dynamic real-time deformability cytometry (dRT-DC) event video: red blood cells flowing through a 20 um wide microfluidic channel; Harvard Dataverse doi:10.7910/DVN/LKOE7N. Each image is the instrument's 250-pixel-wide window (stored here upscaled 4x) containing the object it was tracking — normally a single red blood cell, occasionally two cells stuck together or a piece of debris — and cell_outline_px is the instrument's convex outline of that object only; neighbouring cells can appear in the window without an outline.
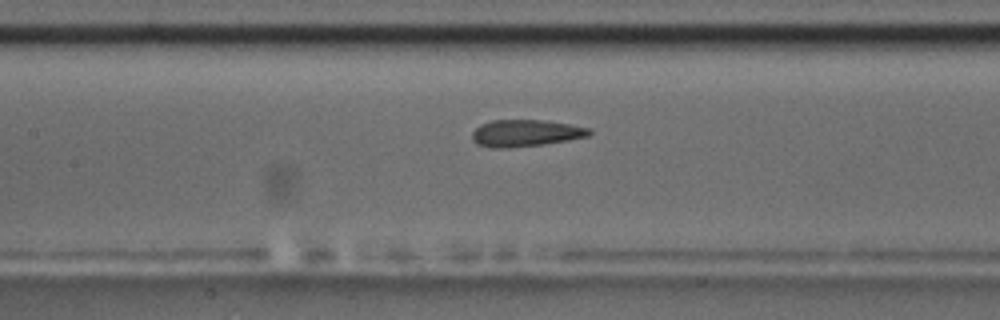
{"species": "common noctule bat (a hibernating species)", "species_latin": "Nyctalus noctula", "temperature_condition": "room temperature", "stored_images_in_passage": 56, "camera_frame_rate_fps": 3000, "um_per_image_px": 0.085, "animal": {"sex": "male", "body_mass_g": 17.5, "forearm_length_mm": 52.3}, "frame": {"image": 1, "passage_image": 26, "time_ms": 8.333, "image_size_px": [1000, 320], "cell_outline_px": [[592, 132], [588, 136], [568, 140], [544, 144], [504, 148], [492, 148], [476, 144], [472, 140], [472, 132], [480, 124], [492, 120], [540, 120], [568, 124], [592, 128]], "centroid_in_image_um": [44.65, 11.32], "position_along_channel_um": 162.7, "area_um2": 18.32}}
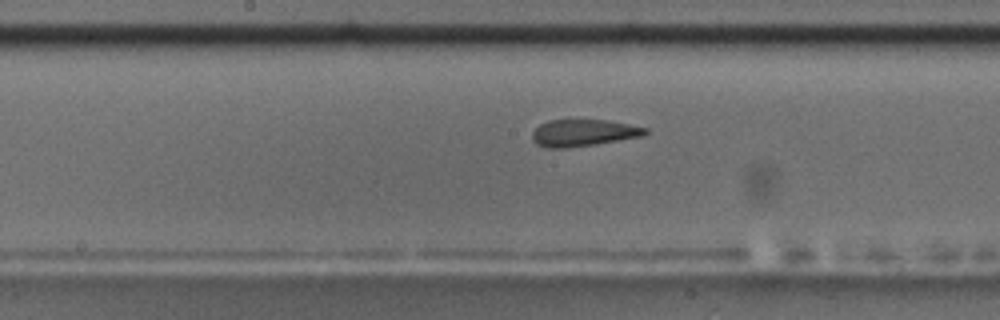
{"frame": {"image": 2, "passage_image": 29, "time_ms": 9.333, "image_size_px": [1000, 320], "cell_outline_px": [[648, 132], [644, 136], [596, 144], [564, 148], [544, 148], [536, 144], [532, 140], [532, 132], [540, 124], [548, 120], [608, 120], [648, 128]], "centroid_in_image_um": [49.58, 11.3], "position_along_channel_um": 198.6, "area_um2": 17.8}}
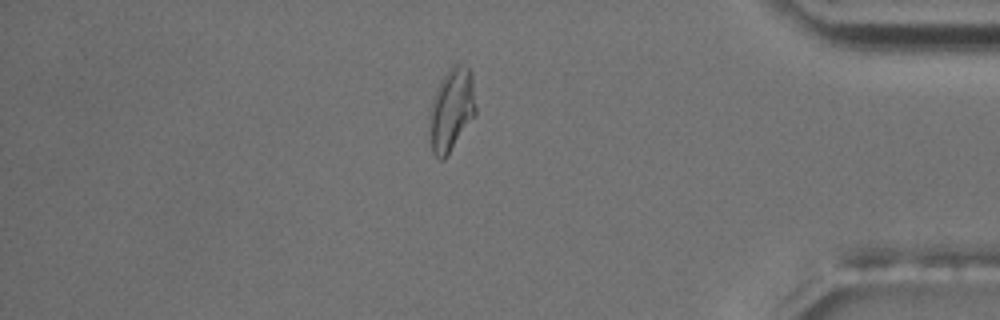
{"frame": {"image": 3, "passage_image": 48, "time_ms": 15.667, "image_size_px": [1000, 320], "cell_outline_px": [[476, 112], [444, 160], [440, 160], [432, 152], [428, 136], [428, 112], [436, 88], [440, 80], [448, 68], [452, 64], [460, 64], [468, 68], [472, 72], [476, 108]], "centroid_in_image_um": [38.33, 9.3], "position_along_channel_um": 396.9, "area_um2": 22.72}, "authors_computed_cell_mechanics": {"area_um2": 18.8139, "velocity_mm_per_s": 3.6233, "shape_relaxation_time_tau1_ms": 8.3715, "shape_relaxation_time_tau2_ms": 1.7498, "deformation_change_tau1": 0.1944, "deformation_change_tau2": 0.096}}